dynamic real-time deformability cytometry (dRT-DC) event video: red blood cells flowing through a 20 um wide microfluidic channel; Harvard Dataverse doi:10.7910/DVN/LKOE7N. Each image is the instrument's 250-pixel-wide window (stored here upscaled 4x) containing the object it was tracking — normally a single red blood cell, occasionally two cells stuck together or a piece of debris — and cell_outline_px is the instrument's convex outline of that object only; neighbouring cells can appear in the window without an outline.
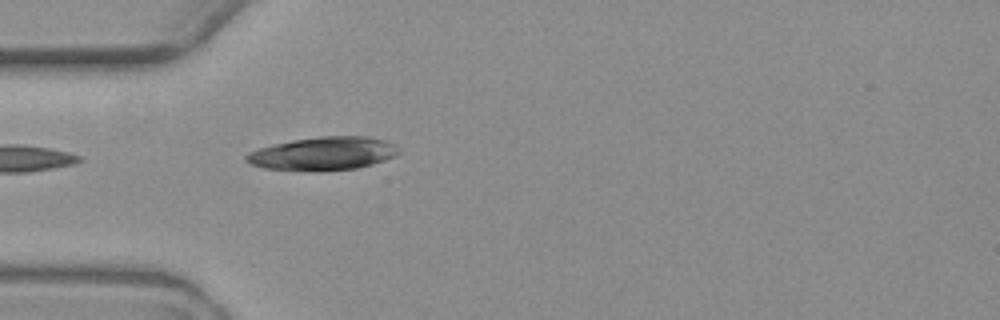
{"species": "common noctule bat (a hibernating species)", "species_latin": "Nyctalus noctula", "temperature_condition": "warm", "stored_images_in_passage": 4, "camera_frame_rate_fps": 3000, "um_per_image_px": 0.085, "animal": {"sex": "female", "body_mass_g": 19.3, "forearm_length_mm": 54.1}, "frame": {"image": 1, "passage_image": 4, "time_ms": 4.333, "image_size_px": [1000, 320], "cell_outline_px": [[400, 152], [396, 156], [372, 164], [356, 168], [264, 168], [252, 164], [244, 160], [244, 156], [248, 152], [272, 144], [292, 140], [320, 136], [368, 136], [388, 140], [396, 144], [400, 148]], "centroid_in_image_um": [27.55, 12.99], "position_along_channel_um": 57.5, "area_um2": 28.73}}